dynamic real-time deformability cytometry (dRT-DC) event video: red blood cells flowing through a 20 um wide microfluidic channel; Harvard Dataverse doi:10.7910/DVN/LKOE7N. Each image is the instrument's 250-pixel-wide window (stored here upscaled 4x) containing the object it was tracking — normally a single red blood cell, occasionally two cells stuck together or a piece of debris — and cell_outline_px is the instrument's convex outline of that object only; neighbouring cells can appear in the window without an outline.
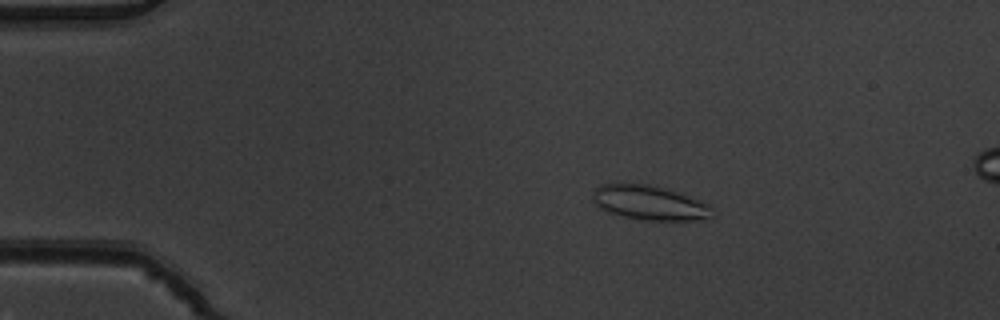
{"species": "common noctule bat (a hibernating species)", "species_latin": "Nyctalus noctula", "temperature_condition": "warm", "stored_images_in_passage": 5, "camera_frame_rate_fps": 3000, "um_per_image_px": 0.085, "animal": {"sex": "male", "body_mass_g": 19.5, "forearm_length_mm": 54.6}, "frame": {"image": 1, "passage_image": 2, "time_ms": 0.333, "image_size_px": [1000, 320], "cell_outline_px": [[712, 216], [696, 220], [644, 220], [624, 216], [600, 208], [592, 200], [592, 196], [596, 188], [600, 184], [656, 184], [680, 192], [700, 200], [708, 204], [712, 208]], "centroid_in_image_um": [55.23, 17.21], "position_along_channel_um": 29.8, "area_um2": 23.99}}
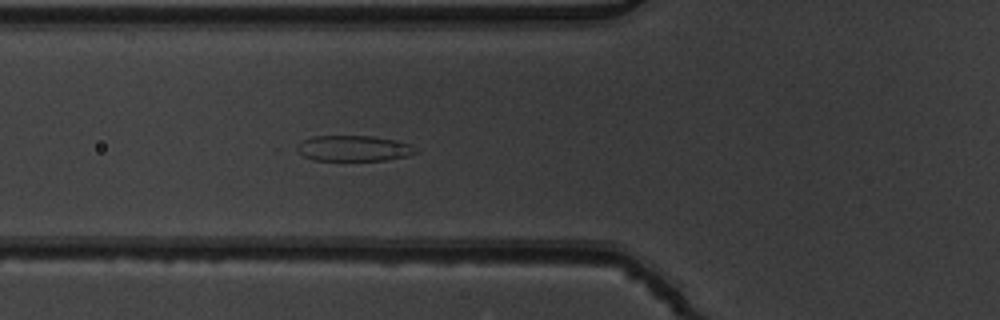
{"frame": {"image": 2, "passage_image": 5, "time_ms": 1.333, "image_size_px": [1000, 320], "cell_outline_px": [[420, 152], [408, 156], [384, 160], [312, 160], [304, 156], [296, 148], [296, 144], [312, 136], [372, 136], [396, 140], [412, 144]], "centroid_in_image_um": [30.11, 12.6], "position_along_channel_um": 95.7, "area_um2": 17.86}}